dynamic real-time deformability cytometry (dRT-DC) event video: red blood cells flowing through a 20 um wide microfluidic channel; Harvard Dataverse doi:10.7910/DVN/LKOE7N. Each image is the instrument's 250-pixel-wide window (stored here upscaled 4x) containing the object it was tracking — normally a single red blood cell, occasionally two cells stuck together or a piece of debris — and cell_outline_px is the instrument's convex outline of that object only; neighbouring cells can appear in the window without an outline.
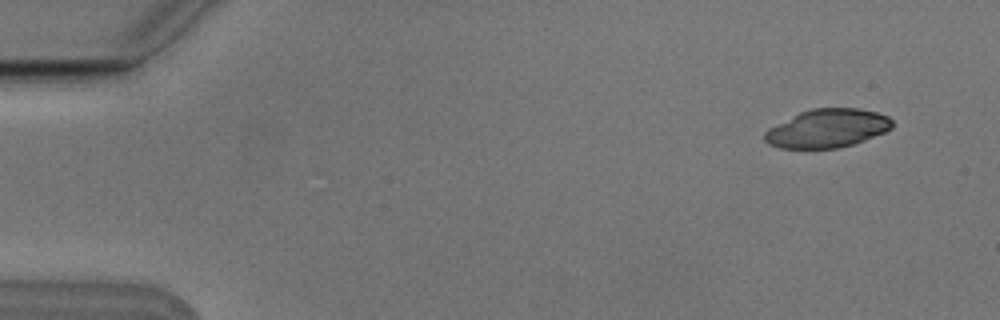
{"species": "Egyptian fruit bat (a non-hibernating species)", "species_latin": "Rousettus aegyptiacus", "temperature_condition": "cold", "stored_images_in_passage": 6, "camera_frame_rate_fps": 3000, "um_per_image_px": 0.085, "animal": {"sex": "male"}, "frame": {"image": 1, "passage_image": 1, "time_ms": 0.0, "image_size_px": [1000, 320], "cell_outline_px": [[892, 128], [884, 132], [864, 140], [852, 144], [836, 148], [780, 148], [768, 144], [764, 140], [764, 132], [768, 128], [800, 112], [812, 108], [860, 108], [876, 112], [888, 116], [892, 120]], "centroid_in_image_um": [70.31, 10.9], "position_along_channel_um": 14.7, "area_um2": 28.5}}